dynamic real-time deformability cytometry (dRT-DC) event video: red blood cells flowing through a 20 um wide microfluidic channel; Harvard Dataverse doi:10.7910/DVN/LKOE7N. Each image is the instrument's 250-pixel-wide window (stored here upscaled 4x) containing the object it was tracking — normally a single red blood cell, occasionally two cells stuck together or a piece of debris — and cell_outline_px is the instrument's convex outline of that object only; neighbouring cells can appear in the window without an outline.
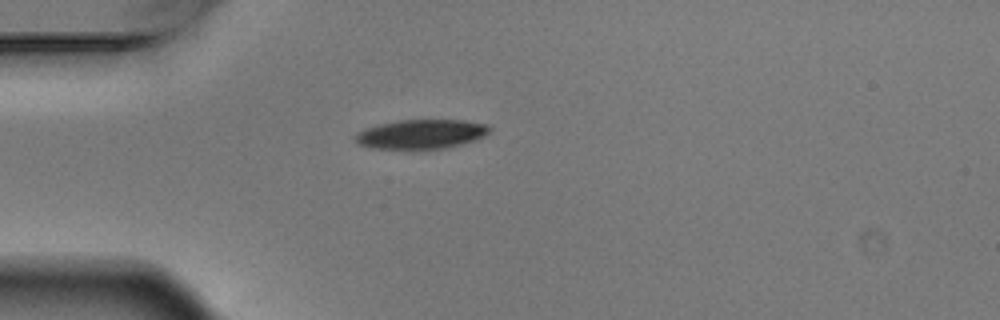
{"species": "Egyptian fruit bat (a non-hibernating species)", "species_latin": "Rousettus aegyptiacus", "temperature_condition": "warm", "stored_images_in_passage": 1, "camera_frame_rate_fps": 3000, "um_per_image_px": 0.085, "animal": {"sex": "male"}, "frame": {"image": 1, "passage_image": 1, "time_ms": 0.0, "image_size_px": [1000, 320], "cell_outline_px": [[492, 128], [484, 136], [460, 144], [444, 148], [376, 148], [360, 144], [356, 140], [356, 136], [360, 132], [368, 128], [380, 124], [400, 120], [464, 120], [488, 124]], "centroid_in_image_um": [35.88, 11.38], "position_along_channel_um": 49.1, "area_um2": 22.25}}